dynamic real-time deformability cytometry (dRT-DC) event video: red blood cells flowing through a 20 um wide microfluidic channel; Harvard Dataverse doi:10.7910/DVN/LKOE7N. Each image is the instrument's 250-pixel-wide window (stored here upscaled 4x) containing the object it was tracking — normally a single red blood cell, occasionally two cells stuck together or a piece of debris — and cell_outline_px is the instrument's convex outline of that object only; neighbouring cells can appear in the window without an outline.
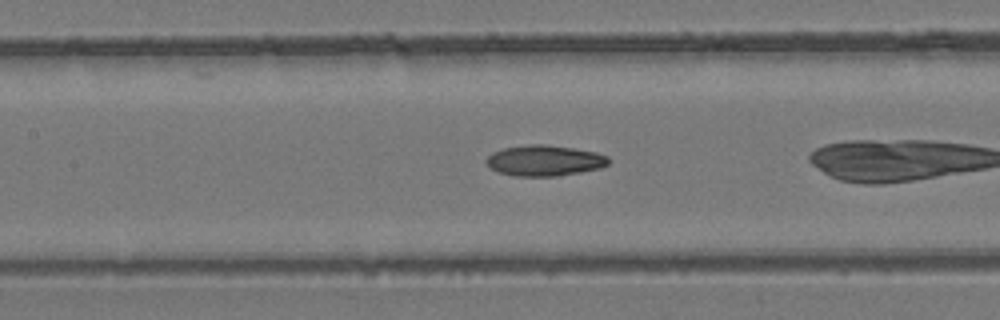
{"species": "common noctule bat (a hibernating species)", "species_latin": "Nyctalus noctula", "temperature_condition": "room temperature", "stored_images_in_passage": 36, "camera_frame_rate_fps": 3000, "um_per_image_px": 0.085, "animal": {"sex": "female", "body_mass_g": 24.6, "forearm_length_mm": 56.2}, "frame": {"image": 1, "passage_image": 21, "time_ms": 6.667, "image_size_px": [1000, 320], "cell_outline_px": [[608, 164], [600, 168], [580, 172], [556, 176], [516, 176], [500, 172], [492, 168], [484, 160], [492, 152], [504, 148], [532, 144], [548, 144], [596, 152], [608, 156]], "centroid_in_image_um": [46.29, 13.64], "position_along_channel_um": 161.1, "area_um2": 21.73}}